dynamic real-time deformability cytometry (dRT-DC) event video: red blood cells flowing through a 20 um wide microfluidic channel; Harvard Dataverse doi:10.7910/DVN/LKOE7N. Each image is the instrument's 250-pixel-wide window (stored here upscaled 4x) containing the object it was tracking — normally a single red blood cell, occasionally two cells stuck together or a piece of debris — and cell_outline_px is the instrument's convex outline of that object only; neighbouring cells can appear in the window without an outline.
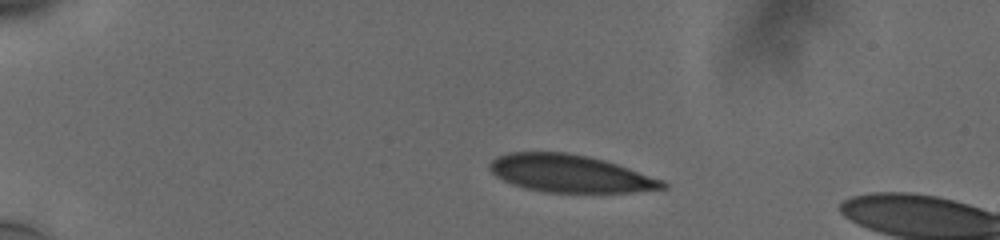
{"species": "human", "species_latin": "Homo sapiens", "temperature_condition": "cold", "stored_images_in_passage": 16, "camera_frame_rate_fps": 3000, "um_per_image_px": 0.085, "donor": {"sex": "male"}, "frame": {"image": 1, "passage_image": 1, "time_ms": 0.0, "image_size_px": [1000, 240], "cell_outline_px": [[668, 188], [632, 192], [548, 192], [524, 188], [512, 184], [496, 176], [488, 168], [488, 164], [496, 156], [508, 152], [568, 152], [588, 156], [604, 160], [664, 180], [668, 184]], "centroid_in_image_um": [48.44, 14.74], "position_along_channel_um": 36.6, "area_um2": 37.8}}
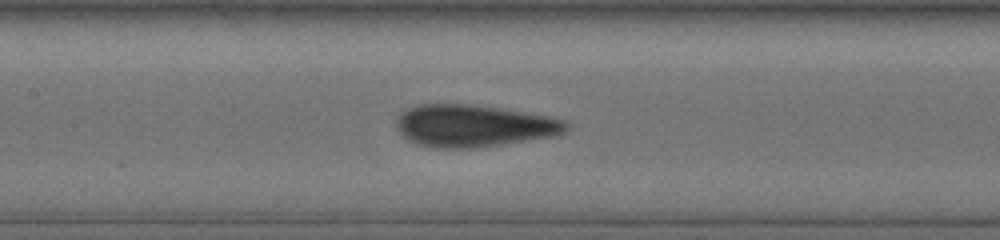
{"frame": {"image": 2, "passage_image": 13, "time_ms": 5.333, "image_size_px": [1000, 240], "cell_outline_px": [[568, 128], [564, 132], [556, 136], [504, 144], [472, 148], [436, 148], [416, 144], [408, 140], [396, 128], [396, 120], [408, 108], [420, 104], [472, 104], [544, 116], [564, 120], [568, 124]], "centroid_in_image_um": [40.24, 10.71], "position_along_channel_um": 167.2, "area_um2": 41.33}}
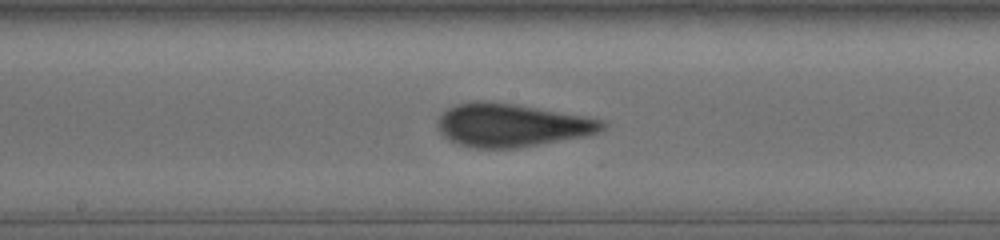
{"frame": {"image": 3, "passage_image": 16, "time_ms": 6.333, "image_size_px": [1000, 240], "cell_outline_px": [[604, 128], [596, 132], [584, 136], [516, 148], [476, 148], [456, 144], [448, 140], [436, 128], [436, 120], [448, 108], [456, 104], [472, 100], [484, 100], [516, 104], [604, 120]], "centroid_in_image_um": [43.39, 10.63], "position_along_channel_um": 204.8, "area_um2": 41.33}}